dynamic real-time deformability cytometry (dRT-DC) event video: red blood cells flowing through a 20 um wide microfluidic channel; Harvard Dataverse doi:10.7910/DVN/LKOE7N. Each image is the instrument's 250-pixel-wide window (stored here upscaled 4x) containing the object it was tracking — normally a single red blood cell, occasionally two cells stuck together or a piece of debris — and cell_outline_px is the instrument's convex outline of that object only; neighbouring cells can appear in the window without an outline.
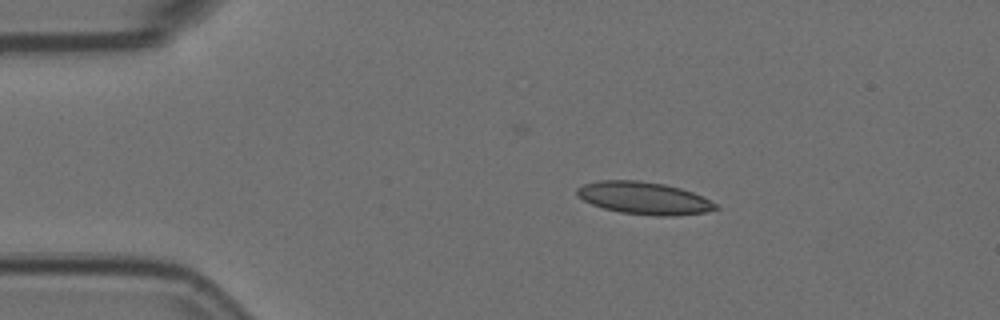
{"species": "Egyptian fruit bat (a non-hibernating species)", "species_latin": "Rousettus aegyptiacus", "temperature_condition": "room temperature", "stored_images_in_passage": 4, "camera_frame_rate_fps": 3000, "um_per_image_px": 0.085, "animal": {"sex": "female"}, "frame": {"image": 1, "passage_image": 1, "time_ms": 0.0, "image_size_px": [1000, 320], "cell_outline_px": [[720, 208], [704, 212], [672, 216], [656, 216], [620, 212], [604, 208], [592, 204], [576, 196], [576, 188], [584, 184], [600, 180], [640, 180], [664, 184], [680, 188], [704, 196], [716, 204]], "centroid_in_image_um": [54.73, 16.83], "position_along_channel_um": 30.3, "area_um2": 26.18}}
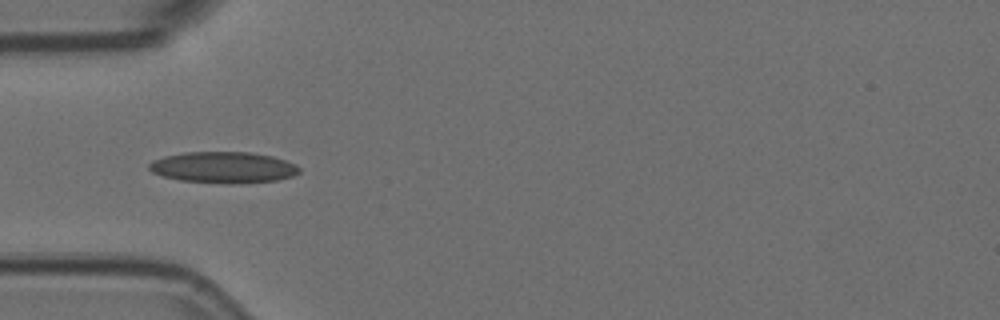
{"frame": {"image": 2, "passage_image": 3, "time_ms": 0.667, "image_size_px": [1000, 320], "cell_outline_px": [[300, 172], [292, 176], [276, 180], [232, 184], [224, 184], [180, 180], [164, 176], [152, 172], [148, 168], [148, 164], [152, 160], [164, 156], [184, 152], [248, 152], [272, 156], [296, 164], [300, 168]], "centroid_in_image_um": [18.97, 14.23], "position_along_channel_um": 66.0, "area_um2": 27.4}}